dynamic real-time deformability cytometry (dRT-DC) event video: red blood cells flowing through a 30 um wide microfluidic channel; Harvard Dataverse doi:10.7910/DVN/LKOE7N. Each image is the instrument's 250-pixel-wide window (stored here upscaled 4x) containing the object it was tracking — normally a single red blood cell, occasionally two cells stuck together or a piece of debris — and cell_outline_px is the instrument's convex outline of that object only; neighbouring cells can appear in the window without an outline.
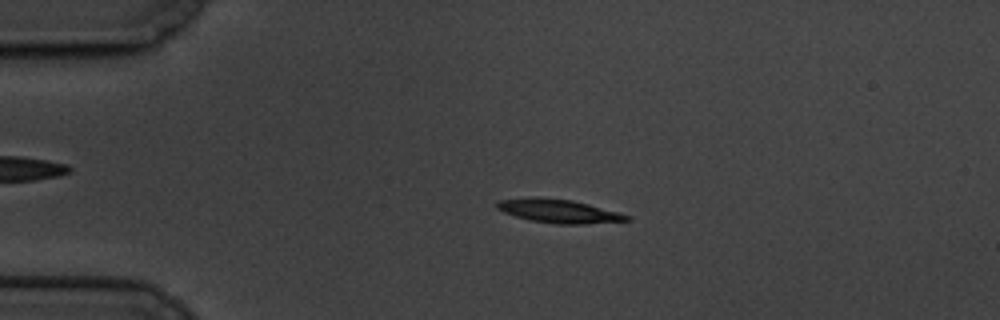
{"species": "common noctule bat (a hibernating species)", "species_latin": "Nyctalus noctula", "temperature_condition": "cold", "stored_images_in_passage": 60, "camera_frame_rate_fps": 3000, "um_per_image_px": 0.085, "animal": {"sex": "male", "body_mass_g": 19.5, "forearm_length_mm": 54.6}, "frame": {"image": 1, "passage_image": 13, "time_ms": 4.0, "image_size_px": [1000, 320], "cell_outline_px": [[632, 220], [588, 224], [556, 224], [528, 220], [504, 212], [496, 208], [496, 204], [500, 200], [532, 196], [540, 196], [572, 200], [588, 204], [632, 216]], "centroid_in_image_um": [47.49, 17.94], "position_along_channel_um": 37.5, "area_um2": 18.03}}
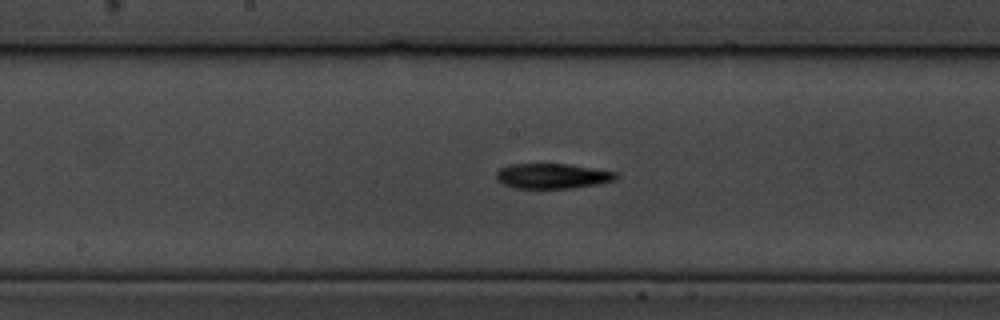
{"frame": {"image": 2, "passage_image": 31, "time_ms": 10.0, "image_size_px": [1000, 320], "cell_outline_px": [[620, 176], [616, 180], [600, 184], [572, 188], [516, 188], [504, 184], [496, 180], [496, 172], [500, 168], [508, 164], [568, 164], [616, 172]], "centroid_in_image_um": [46.97, 14.96], "position_along_channel_um": 201.2, "area_um2": 17.63}}
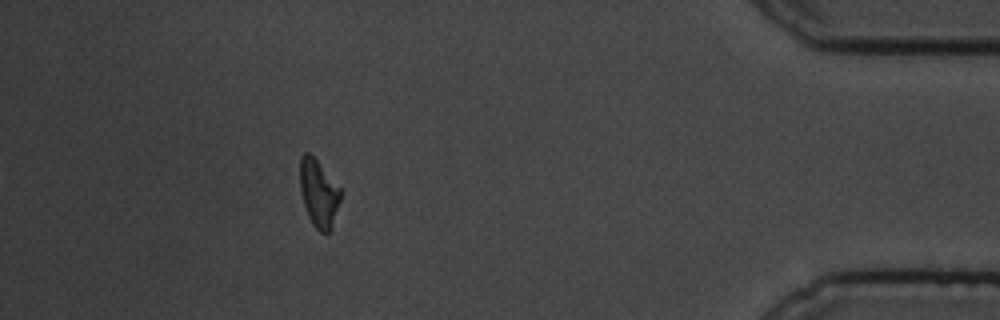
{"frame": {"image": 3, "passage_image": 54, "time_ms": 17.667, "image_size_px": [1000, 320], "cell_outline_px": [[344, 192], [332, 228], [328, 232], [320, 232], [312, 224], [308, 216], [304, 204], [300, 188], [300, 156], [304, 152], [308, 152], [316, 160]], "centroid_in_image_um": [27.12, 16.45], "position_along_channel_um": 408.1, "area_um2": 16.07}, "authors_computed_cell_mechanics": {"area_um2": 17.051, "velocity_mm_per_s": 3.3305, "shape_relaxation_time_tau1_ms": 3.7367, "shape_relaxation_time_tau2_ms": null, "deformation_change_tau1": 0.1667, "deformation_change_tau2": null}}